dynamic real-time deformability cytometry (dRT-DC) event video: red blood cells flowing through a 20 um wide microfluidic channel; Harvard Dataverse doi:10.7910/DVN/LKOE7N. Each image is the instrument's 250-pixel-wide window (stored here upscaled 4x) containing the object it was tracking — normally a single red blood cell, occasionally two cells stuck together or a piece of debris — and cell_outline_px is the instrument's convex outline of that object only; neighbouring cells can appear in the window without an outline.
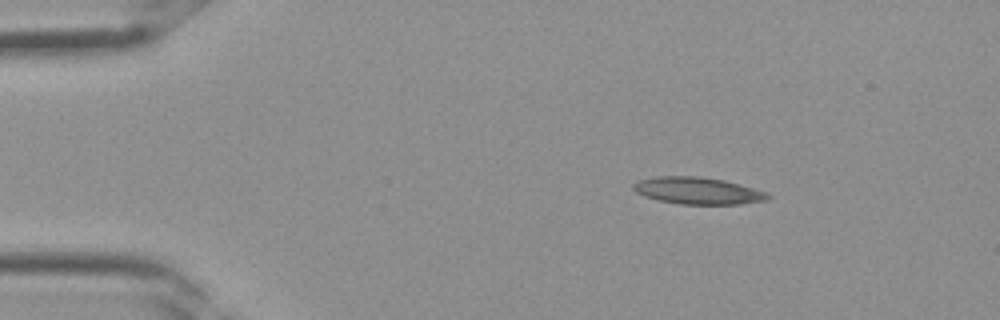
{"species": "Egyptian fruit bat (a non-hibernating species)", "species_latin": "Rousettus aegyptiacus", "temperature_condition": "room temperature", "stored_images_in_passage": 2, "camera_frame_rate_fps": 3000, "um_per_image_px": 0.085, "frame": {"image": 1, "passage_image": 1, "time_ms": 0.0, "image_size_px": [1000, 320], "cell_outline_px": [[772, 196], [768, 200], [740, 204], [680, 204], [660, 200], [644, 196], [636, 192], [632, 188], [632, 184], [640, 180], [656, 176], [700, 176], [724, 180], [740, 184], [768, 192]], "centroid_in_image_um": [59.34, 16.21], "position_along_channel_um": 25.7, "area_um2": 21.21}}